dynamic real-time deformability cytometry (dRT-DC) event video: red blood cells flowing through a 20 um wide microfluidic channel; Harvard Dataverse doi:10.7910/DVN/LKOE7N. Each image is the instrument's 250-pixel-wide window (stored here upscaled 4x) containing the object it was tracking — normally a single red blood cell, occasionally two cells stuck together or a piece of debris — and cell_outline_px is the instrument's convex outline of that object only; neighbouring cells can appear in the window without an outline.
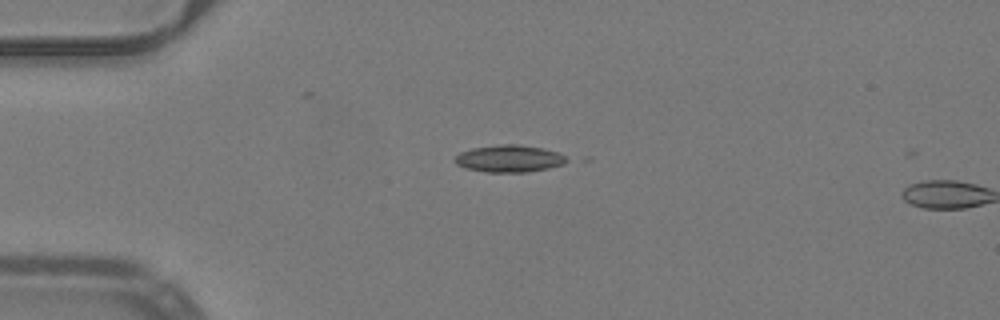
{"species": "common noctule bat (a hibernating species)", "species_latin": "Nyctalus noctula", "temperature_condition": "warm", "stored_images_in_passage": 4, "camera_frame_rate_fps": 3000, "um_per_image_px": 0.085, "animal": {"sex": "male", "body_mass_g": 19.2, "forearm_length_mm": 51.8}, "frame": {"image": 1, "passage_image": 3, "time_ms": 0.667, "image_size_px": [1000, 320], "cell_outline_px": [[572, 160], [564, 164], [548, 168], [528, 172], [488, 172], [464, 168], [456, 164], [456, 156], [460, 152], [472, 148], [500, 144], [516, 144], [544, 148], [556, 152]], "centroid_in_image_um": [43.31, 13.48], "position_along_channel_um": 41.7, "area_um2": 17.69}}